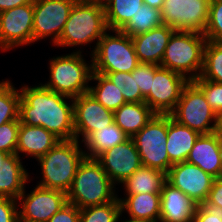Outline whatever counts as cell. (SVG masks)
Returning a JSON list of instances; mask_svg holds the SVG:
<instances>
[{
    "label": "cell",
    "mask_w": 222,
    "mask_h": 222,
    "mask_svg": "<svg viewBox=\"0 0 222 222\" xmlns=\"http://www.w3.org/2000/svg\"><path fill=\"white\" fill-rule=\"evenodd\" d=\"M19 121L42 126L60 140L75 139L73 99L46 88L43 84L20 89ZM71 99L68 104L65 99ZM71 104V105H70Z\"/></svg>",
    "instance_id": "cell-1"
},
{
    "label": "cell",
    "mask_w": 222,
    "mask_h": 222,
    "mask_svg": "<svg viewBox=\"0 0 222 222\" xmlns=\"http://www.w3.org/2000/svg\"><path fill=\"white\" fill-rule=\"evenodd\" d=\"M114 186L100 162L96 158L85 157L66 193L67 202L79 209L112 202L117 198Z\"/></svg>",
    "instance_id": "cell-2"
},
{
    "label": "cell",
    "mask_w": 222,
    "mask_h": 222,
    "mask_svg": "<svg viewBox=\"0 0 222 222\" xmlns=\"http://www.w3.org/2000/svg\"><path fill=\"white\" fill-rule=\"evenodd\" d=\"M76 139L60 140L48 153L38 159L42 169L43 188L60 190L67 193L76 175L77 168L85 158Z\"/></svg>",
    "instance_id": "cell-3"
},
{
    "label": "cell",
    "mask_w": 222,
    "mask_h": 222,
    "mask_svg": "<svg viewBox=\"0 0 222 222\" xmlns=\"http://www.w3.org/2000/svg\"><path fill=\"white\" fill-rule=\"evenodd\" d=\"M206 41L203 33L175 31L165 48L160 66L183 75L188 81L199 78Z\"/></svg>",
    "instance_id": "cell-4"
},
{
    "label": "cell",
    "mask_w": 222,
    "mask_h": 222,
    "mask_svg": "<svg viewBox=\"0 0 222 222\" xmlns=\"http://www.w3.org/2000/svg\"><path fill=\"white\" fill-rule=\"evenodd\" d=\"M108 31L105 20V9L101 5L88 4L76 1L69 13L64 30L55 44L57 46H77L86 45L103 37Z\"/></svg>",
    "instance_id": "cell-5"
},
{
    "label": "cell",
    "mask_w": 222,
    "mask_h": 222,
    "mask_svg": "<svg viewBox=\"0 0 222 222\" xmlns=\"http://www.w3.org/2000/svg\"><path fill=\"white\" fill-rule=\"evenodd\" d=\"M82 56L79 50L68 55L53 57L49 63L50 80L43 85L72 99L88 93L93 65L86 63Z\"/></svg>",
    "instance_id": "cell-6"
},
{
    "label": "cell",
    "mask_w": 222,
    "mask_h": 222,
    "mask_svg": "<svg viewBox=\"0 0 222 222\" xmlns=\"http://www.w3.org/2000/svg\"><path fill=\"white\" fill-rule=\"evenodd\" d=\"M104 33L92 57L93 72H132L139 64L131 36L121 30Z\"/></svg>",
    "instance_id": "cell-7"
},
{
    "label": "cell",
    "mask_w": 222,
    "mask_h": 222,
    "mask_svg": "<svg viewBox=\"0 0 222 222\" xmlns=\"http://www.w3.org/2000/svg\"><path fill=\"white\" fill-rule=\"evenodd\" d=\"M170 115L178 123L199 134H209L218 130V115L207 102L202 90L193 81H189L184 86L180 99ZM211 122L214 123L210 125Z\"/></svg>",
    "instance_id": "cell-8"
},
{
    "label": "cell",
    "mask_w": 222,
    "mask_h": 222,
    "mask_svg": "<svg viewBox=\"0 0 222 222\" xmlns=\"http://www.w3.org/2000/svg\"><path fill=\"white\" fill-rule=\"evenodd\" d=\"M168 115L154 117L132 139L140 155L141 164L168 172L173 165L167 153Z\"/></svg>",
    "instance_id": "cell-9"
},
{
    "label": "cell",
    "mask_w": 222,
    "mask_h": 222,
    "mask_svg": "<svg viewBox=\"0 0 222 222\" xmlns=\"http://www.w3.org/2000/svg\"><path fill=\"white\" fill-rule=\"evenodd\" d=\"M211 0H164L163 25L175 31L204 33Z\"/></svg>",
    "instance_id": "cell-10"
},
{
    "label": "cell",
    "mask_w": 222,
    "mask_h": 222,
    "mask_svg": "<svg viewBox=\"0 0 222 222\" xmlns=\"http://www.w3.org/2000/svg\"><path fill=\"white\" fill-rule=\"evenodd\" d=\"M188 79L170 69L154 65V78L144 102L155 114L170 115L180 99Z\"/></svg>",
    "instance_id": "cell-11"
},
{
    "label": "cell",
    "mask_w": 222,
    "mask_h": 222,
    "mask_svg": "<svg viewBox=\"0 0 222 222\" xmlns=\"http://www.w3.org/2000/svg\"><path fill=\"white\" fill-rule=\"evenodd\" d=\"M77 0H34L33 43L51 37L58 42Z\"/></svg>",
    "instance_id": "cell-12"
},
{
    "label": "cell",
    "mask_w": 222,
    "mask_h": 222,
    "mask_svg": "<svg viewBox=\"0 0 222 222\" xmlns=\"http://www.w3.org/2000/svg\"><path fill=\"white\" fill-rule=\"evenodd\" d=\"M34 1L0 12V49L33 43Z\"/></svg>",
    "instance_id": "cell-13"
},
{
    "label": "cell",
    "mask_w": 222,
    "mask_h": 222,
    "mask_svg": "<svg viewBox=\"0 0 222 222\" xmlns=\"http://www.w3.org/2000/svg\"><path fill=\"white\" fill-rule=\"evenodd\" d=\"M25 188L17 201L22 204L18 212L19 219L24 222H47L60 208L67 203L65 192L47 189L36 185L26 195ZM23 202V203H22Z\"/></svg>",
    "instance_id": "cell-14"
},
{
    "label": "cell",
    "mask_w": 222,
    "mask_h": 222,
    "mask_svg": "<svg viewBox=\"0 0 222 222\" xmlns=\"http://www.w3.org/2000/svg\"><path fill=\"white\" fill-rule=\"evenodd\" d=\"M214 179L198 166L186 161L173 164L166 173V181L185 193L197 205L206 202Z\"/></svg>",
    "instance_id": "cell-15"
},
{
    "label": "cell",
    "mask_w": 222,
    "mask_h": 222,
    "mask_svg": "<svg viewBox=\"0 0 222 222\" xmlns=\"http://www.w3.org/2000/svg\"><path fill=\"white\" fill-rule=\"evenodd\" d=\"M75 139L80 135L84 142L93 132L115 122L114 112L103 107L91 94L85 93L73 99Z\"/></svg>",
    "instance_id": "cell-16"
},
{
    "label": "cell",
    "mask_w": 222,
    "mask_h": 222,
    "mask_svg": "<svg viewBox=\"0 0 222 222\" xmlns=\"http://www.w3.org/2000/svg\"><path fill=\"white\" fill-rule=\"evenodd\" d=\"M112 183H124L142 164L132 138L104 151L96 158Z\"/></svg>",
    "instance_id": "cell-17"
},
{
    "label": "cell",
    "mask_w": 222,
    "mask_h": 222,
    "mask_svg": "<svg viewBox=\"0 0 222 222\" xmlns=\"http://www.w3.org/2000/svg\"><path fill=\"white\" fill-rule=\"evenodd\" d=\"M175 32L168 25H161L148 32L132 36L135 53L140 63L161 65L169 39Z\"/></svg>",
    "instance_id": "cell-18"
},
{
    "label": "cell",
    "mask_w": 222,
    "mask_h": 222,
    "mask_svg": "<svg viewBox=\"0 0 222 222\" xmlns=\"http://www.w3.org/2000/svg\"><path fill=\"white\" fill-rule=\"evenodd\" d=\"M197 204L167 181L161 191L159 222H193Z\"/></svg>",
    "instance_id": "cell-19"
},
{
    "label": "cell",
    "mask_w": 222,
    "mask_h": 222,
    "mask_svg": "<svg viewBox=\"0 0 222 222\" xmlns=\"http://www.w3.org/2000/svg\"><path fill=\"white\" fill-rule=\"evenodd\" d=\"M186 162L198 166L212 177H222V159L219 152L217 131L209 134H200Z\"/></svg>",
    "instance_id": "cell-20"
},
{
    "label": "cell",
    "mask_w": 222,
    "mask_h": 222,
    "mask_svg": "<svg viewBox=\"0 0 222 222\" xmlns=\"http://www.w3.org/2000/svg\"><path fill=\"white\" fill-rule=\"evenodd\" d=\"M20 156L0 151V197L18 199L28 181L29 173Z\"/></svg>",
    "instance_id": "cell-21"
},
{
    "label": "cell",
    "mask_w": 222,
    "mask_h": 222,
    "mask_svg": "<svg viewBox=\"0 0 222 222\" xmlns=\"http://www.w3.org/2000/svg\"><path fill=\"white\" fill-rule=\"evenodd\" d=\"M60 139L42 126H30L20 123L16 155L25 153L26 156L37 160L48 153Z\"/></svg>",
    "instance_id": "cell-22"
},
{
    "label": "cell",
    "mask_w": 222,
    "mask_h": 222,
    "mask_svg": "<svg viewBox=\"0 0 222 222\" xmlns=\"http://www.w3.org/2000/svg\"><path fill=\"white\" fill-rule=\"evenodd\" d=\"M200 134L168 115L167 153L172 164L185 162Z\"/></svg>",
    "instance_id": "cell-23"
},
{
    "label": "cell",
    "mask_w": 222,
    "mask_h": 222,
    "mask_svg": "<svg viewBox=\"0 0 222 222\" xmlns=\"http://www.w3.org/2000/svg\"><path fill=\"white\" fill-rule=\"evenodd\" d=\"M123 199L119 198L121 210H126L129 218L160 221L161 193L126 194Z\"/></svg>",
    "instance_id": "cell-24"
},
{
    "label": "cell",
    "mask_w": 222,
    "mask_h": 222,
    "mask_svg": "<svg viewBox=\"0 0 222 222\" xmlns=\"http://www.w3.org/2000/svg\"><path fill=\"white\" fill-rule=\"evenodd\" d=\"M155 113L145 102L125 103L114 112V119L125 134L132 138L153 117Z\"/></svg>",
    "instance_id": "cell-25"
},
{
    "label": "cell",
    "mask_w": 222,
    "mask_h": 222,
    "mask_svg": "<svg viewBox=\"0 0 222 222\" xmlns=\"http://www.w3.org/2000/svg\"><path fill=\"white\" fill-rule=\"evenodd\" d=\"M166 173L148 166H141L123 184L126 194L161 193Z\"/></svg>",
    "instance_id": "cell-26"
},
{
    "label": "cell",
    "mask_w": 222,
    "mask_h": 222,
    "mask_svg": "<svg viewBox=\"0 0 222 222\" xmlns=\"http://www.w3.org/2000/svg\"><path fill=\"white\" fill-rule=\"evenodd\" d=\"M129 137L116 123L93 132L85 141V157L97 158L104 151L128 140Z\"/></svg>",
    "instance_id": "cell-27"
},
{
    "label": "cell",
    "mask_w": 222,
    "mask_h": 222,
    "mask_svg": "<svg viewBox=\"0 0 222 222\" xmlns=\"http://www.w3.org/2000/svg\"><path fill=\"white\" fill-rule=\"evenodd\" d=\"M91 80L98 82L96 86L89 87V93L103 107L115 112L126 103L121 90H119L104 74L92 72Z\"/></svg>",
    "instance_id": "cell-28"
},
{
    "label": "cell",
    "mask_w": 222,
    "mask_h": 222,
    "mask_svg": "<svg viewBox=\"0 0 222 222\" xmlns=\"http://www.w3.org/2000/svg\"><path fill=\"white\" fill-rule=\"evenodd\" d=\"M143 4V0H110L104 6L108 30H121Z\"/></svg>",
    "instance_id": "cell-29"
},
{
    "label": "cell",
    "mask_w": 222,
    "mask_h": 222,
    "mask_svg": "<svg viewBox=\"0 0 222 222\" xmlns=\"http://www.w3.org/2000/svg\"><path fill=\"white\" fill-rule=\"evenodd\" d=\"M161 25H163L161 10L143 4L121 31L132 37L148 32Z\"/></svg>",
    "instance_id": "cell-30"
},
{
    "label": "cell",
    "mask_w": 222,
    "mask_h": 222,
    "mask_svg": "<svg viewBox=\"0 0 222 222\" xmlns=\"http://www.w3.org/2000/svg\"><path fill=\"white\" fill-rule=\"evenodd\" d=\"M197 79H206L222 84V43L206 41L203 69Z\"/></svg>",
    "instance_id": "cell-31"
},
{
    "label": "cell",
    "mask_w": 222,
    "mask_h": 222,
    "mask_svg": "<svg viewBox=\"0 0 222 222\" xmlns=\"http://www.w3.org/2000/svg\"><path fill=\"white\" fill-rule=\"evenodd\" d=\"M21 96L9 80L0 81V126L6 122L19 120Z\"/></svg>",
    "instance_id": "cell-32"
},
{
    "label": "cell",
    "mask_w": 222,
    "mask_h": 222,
    "mask_svg": "<svg viewBox=\"0 0 222 222\" xmlns=\"http://www.w3.org/2000/svg\"><path fill=\"white\" fill-rule=\"evenodd\" d=\"M122 216L121 203L114 201L80 209V222H118Z\"/></svg>",
    "instance_id": "cell-33"
},
{
    "label": "cell",
    "mask_w": 222,
    "mask_h": 222,
    "mask_svg": "<svg viewBox=\"0 0 222 222\" xmlns=\"http://www.w3.org/2000/svg\"><path fill=\"white\" fill-rule=\"evenodd\" d=\"M104 74L111 80L124 96L126 103L144 102L145 97L136 83V68L132 72H111Z\"/></svg>",
    "instance_id": "cell-34"
},
{
    "label": "cell",
    "mask_w": 222,
    "mask_h": 222,
    "mask_svg": "<svg viewBox=\"0 0 222 222\" xmlns=\"http://www.w3.org/2000/svg\"><path fill=\"white\" fill-rule=\"evenodd\" d=\"M208 41L222 43V0H211L208 22L204 30Z\"/></svg>",
    "instance_id": "cell-35"
},
{
    "label": "cell",
    "mask_w": 222,
    "mask_h": 222,
    "mask_svg": "<svg viewBox=\"0 0 222 222\" xmlns=\"http://www.w3.org/2000/svg\"><path fill=\"white\" fill-rule=\"evenodd\" d=\"M193 82L202 90L209 105L219 115L222 112V84L206 79H194Z\"/></svg>",
    "instance_id": "cell-36"
},
{
    "label": "cell",
    "mask_w": 222,
    "mask_h": 222,
    "mask_svg": "<svg viewBox=\"0 0 222 222\" xmlns=\"http://www.w3.org/2000/svg\"><path fill=\"white\" fill-rule=\"evenodd\" d=\"M20 121L6 122L0 126V151L16 154Z\"/></svg>",
    "instance_id": "cell-37"
},
{
    "label": "cell",
    "mask_w": 222,
    "mask_h": 222,
    "mask_svg": "<svg viewBox=\"0 0 222 222\" xmlns=\"http://www.w3.org/2000/svg\"><path fill=\"white\" fill-rule=\"evenodd\" d=\"M153 78L154 64L140 63L136 67V83L144 97L150 92Z\"/></svg>",
    "instance_id": "cell-38"
},
{
    "label": "cell",
    "mask_w": 222,
    "mask_h": 222,
    "mask_svg": "<svg viewBox=\"0 0 222 222\" xmlns=\"http://www.w3.org/2000/svg\"><path fill=\"white\" fill-rule=\"evenodd\" d=\"M16 199L11 197H0V222H17L19 219L18 205Z\"/></svg>",
    "instance_id": "cell-39"
},
{
    "label": "cell",
    "mask_w": 222,
    "mask_h": 222,
    "mask_svg": "<svg viewBox=\"0 0 222 222\" xmlns=\"http://www.w3.org/2000/svg\"><path fill=\"white\" fill-rule=\"evenodd\" d=\"M47 222H80V209L67 202Z\"/></svg>",
    "instance_id": "cell-40"
},
{
    "label": "cell",
    "mask_w": 222,
    "mask_h": 222,
    "mask_svg": "<svg viewBox=\"0 0 222 222\" xmlns=\"http://www.w3.org/2000/svg\"><path fill=\"white\" fill-rule=\"evenodd\" d=\"M205 206L222 212V177L213 181Z\"/></svg>",
    "instance_id": "cell-41"
},
{
    "label": "cell",
    "mask_w": 222,
    "mask_h": 222,
    "mask_svg": "<svg viewBox=\"0 0 222 222\" xmlns=\"http://www.w3.org/2000/svg\"><path fill=\"white\" fill-rule=\"evenodd\" d=\"M193 222H222V212L211 209L204 204L197 205Z\"/></svg>",
    "instance_id": "cell-42"
},
{
    "label": "cell",
    "mask_w": 222,
    "mask_h": 222,
    "mask_svg": "<svg viewBox=\"0 0 222 222\" xmlns=\"http://www.w3.org/2000/svg\"><path fill=\"white\" fill-rule=\"evenodd\" d=\"M34 0H0V12L10 10L12 8L32 3Z\"/></svg>",
    "instance_id": "cell-43"
},
{
    "label": "cell",
    "mask_w": 222,
    "mask_h": 222,
    "mask_svg": "<svg viewBox=\"0 0 222 222\" xmlns=\"http://www.w3.org/2000/svg\"><path fill=\"white\" fill-rule=\"evenodd\" d=\"M145 5H149L154 9L161 10L164 0H143Z\"/></svg>",
    "instance_id": "cell-44"
},
{
    "label": "cell",
    "mask_w": 222,
    "mask_h": 222,
    "mask_svg": "<svg viewBox=\"0 0 222 222\" xmlns=\"http://www.w3.org/2000/svg\"><path fill=\"white\" fill-rule=\"evenodd\" d=\"M77 1L88 4H97L104 7L110 0H77Z\"/></svg>",
    "instance_id": "cell-45"
},
{
    "label": "cell",
    "mask_w": 222,
    "mask_h": 222,
    "mask_svg": "<svg viewBox=\"0 0 222 222\" xmlns=\"http://www.w3.org/2000/svg\"><path fill=\"white\" fill-rule=\"evenodd\" d=\"M217 141H218L219 152L222 159V131L220 130H217Z\"/></svg>",
    "instance_id": "cell-46"
},
{
    "label": "cell",
    "mask_w": 222,
    "mask_h": 222,
    "mask_svg": "<svg viewBox=\"0 0 222 222\" xmlns=\"http://www.w3.org/2000/svg\"><path fill=\"white\" fill-rule=\"evenodd\" d=\"M217 128L222 131V112L218 115Z\"/></svg>",
    "instance_id": "cell-47"
},
{
    "label": "cell",
    "mask_w": 222,
    "mask_h": 222,
    "mask_svg": "<svg viewBox=\"0 0 222 222\" xmlns=\"http://www.w3.org/2000/svg\"><path fill=\"white\" fill-rule=\"evenodd\" d=\"M122 222H153V221L130 218L129 220L126 219V221Z\"/></svg>",
    "instance_id": "cell-48"
}]
</instances>
